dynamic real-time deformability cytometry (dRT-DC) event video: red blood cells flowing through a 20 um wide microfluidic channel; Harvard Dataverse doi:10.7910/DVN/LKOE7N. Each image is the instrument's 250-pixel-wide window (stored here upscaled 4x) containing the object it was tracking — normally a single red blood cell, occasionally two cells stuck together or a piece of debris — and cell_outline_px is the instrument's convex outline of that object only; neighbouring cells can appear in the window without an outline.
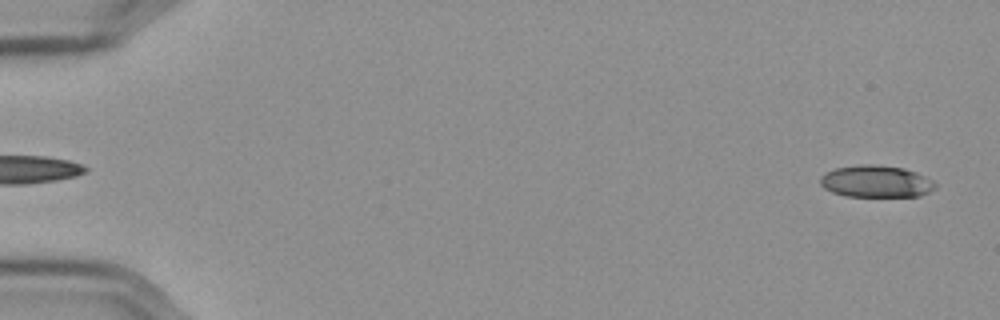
{"species": "Egyptian fruit bat (a non-hibernating species)", "species_latin": "Rousettus aegyptiacus", "temperature_condition": "cold", "stored_images_in_passage": 34, "camera_frame_rate_fps": 3000, "um_per_image_px": 0.085, "frame": {"image": 1, "passage_image": 2, "time_ms": 0.333, "image_size_px": [1000, 320], "cell_outline_px": [[936, 188], [920, 196], [848, 196], [832, 192], [824, 188], [820, 184], [820, 176], [836, 168], [864, 164], [872, 164], [904, 168], [916, 172], [924, 176], [936, 184]], "centroid_in_image_um": [74.46, 15.42], "position_along_channel_um": 10.5, "area_um2": 21.21}}
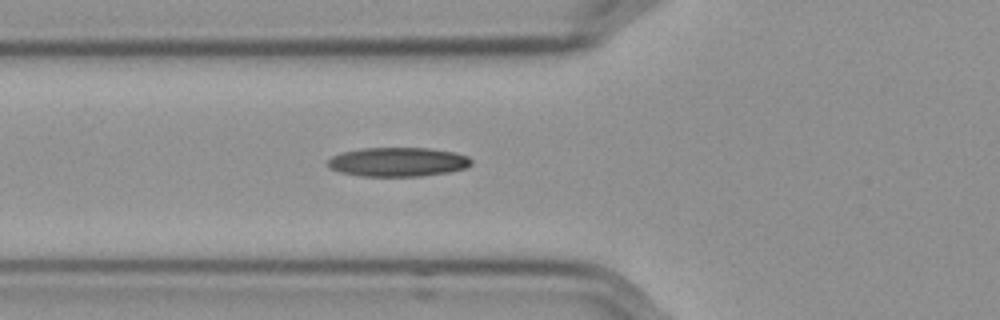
{"frame": {"image": 2, "passage_image": 21, "time_ms": 6.667, "image_size_px": [1000, 320], "cell_outline_px": [[472, 164], [464, 168], [448, 172], [420, 176], [360, 176], [340, 172], [328, 168], [328, 160], [332, 156], [340, 152], [360, 148], [428, 148], [456, 152], [468, 156], [472, 160]], "centroid_in_image_um": [33.8, 13.76], "position_along_channel_um": 92.0, "area_um2": 24.51}}
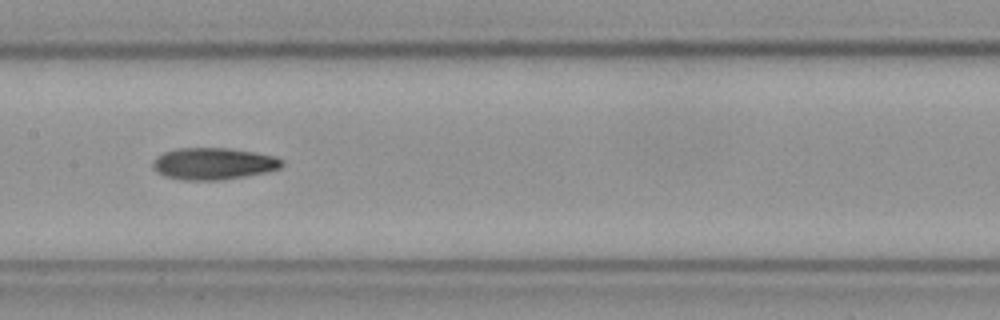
{"frame": {"image": 3, "passage_image": 29, "time_ms": 9.333, "image_size_px": [1000, 320], "cell_outline_px": [[284, 164], [280, 168], [264, 172], [244, 176], [220, 180], [180, 180], [164, 176], [156, 172], [152, 168], [152, 164], [156, 156], [164, 152], [176, 148], [228, 148], [252, 152], [272, 156], [284, 160]], "centroid_in_image_um": [18.08, 13.91], "position_along_channel_um": 189.3, "area_um2": 23.93}}